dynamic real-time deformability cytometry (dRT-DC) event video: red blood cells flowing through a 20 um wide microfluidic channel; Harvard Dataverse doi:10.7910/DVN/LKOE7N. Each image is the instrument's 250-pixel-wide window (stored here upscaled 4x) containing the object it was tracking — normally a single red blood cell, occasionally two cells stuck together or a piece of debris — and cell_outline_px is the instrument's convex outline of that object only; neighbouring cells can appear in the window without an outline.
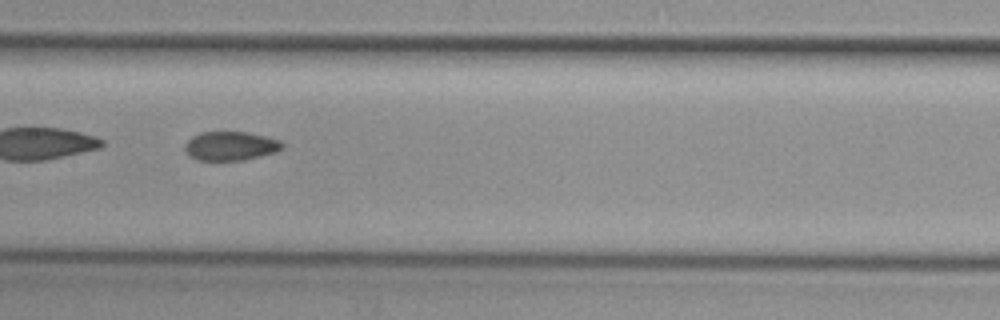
{"species": "common noctule bat (a hibernating species)", "species_latin": "Nyctalus noctula", "temperature_condition": "cold", "stored_images_in_passage": 55, "segment_of_instrument_passage": [2, 2], "camera_frame_rate_fps": 3000, "um_per_image_px": 0.085, "animal": {"sex": "female", "body_mass_g": 29.2, "forearm_length_mm": 56.3}, "frame": {"image": 1, "passage_image": 28, "time_ms": 9.0, "image_size_px": [1000, 320], "cell_outline_px": [[284, 144], [276, 152], [244, 160], [196, 160], [188, 156], [184, 148], [184, 144], [192, 136], [200, 132], [248, 132], [280, 140]], "centroid_in_image_um": [19.55, 12.41], "position_along_channel_um": 187.8, "area_um2": 16.47}}
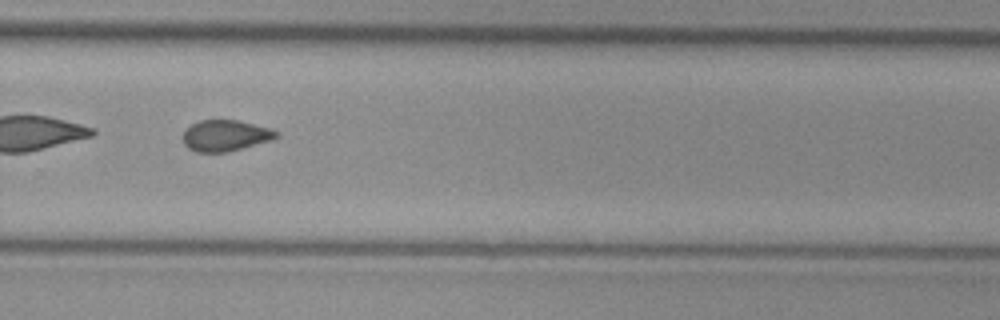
{"frame": {"image": 2, "passage_image": 38, "time_ms": 12.333, "image_size_px": [1000, 320], "cell_outline_px": [[280, 136], [272, 140], [228, 152], [196, 152], [188, 148], [184, 144], [184, 128], [200, 120], [236, 120], [268, 128], [280, 132]], "centroid_in_image_um": [19.16, 11.53], "position_along_channel_um": 310.6, "area_um2": 16.94}}